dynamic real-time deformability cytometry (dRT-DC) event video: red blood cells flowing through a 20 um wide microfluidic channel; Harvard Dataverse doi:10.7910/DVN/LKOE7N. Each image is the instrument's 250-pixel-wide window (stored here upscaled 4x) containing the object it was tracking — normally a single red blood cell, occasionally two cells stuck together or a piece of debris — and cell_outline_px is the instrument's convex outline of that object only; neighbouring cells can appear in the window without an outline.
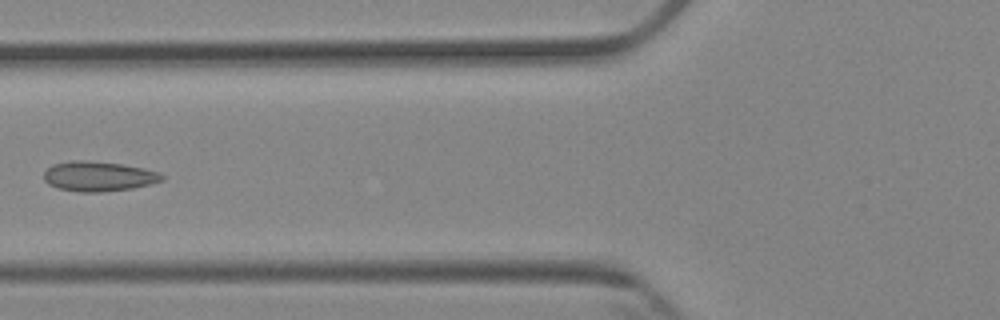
{"species": "Egyptian fruit bat (a non-hibernating species)", "species_latin": "Rousettus aegyptiacus", "temperature_condition": "cold", "stored_images_in_passage": 6, "camera_frame_rate_fps": 3000, "um_per_image_px": 0.085, "animal": {"sex": "female"}, "frame": {"image": 1, "passage_image": 6, "time_ms": 6.667, "image_size_px": [1000, 320], "cell_outline_px": [[164, 180], [132, 188], [100, 192], [80, 192], [56, 188], [48, 184], [44, 180], [44, 172], [52, 164], [72, 160], [84, 160], [124, 164], [144, 168], [160, 172], [164, 176]], "centroid_in_image_um": [8.36, 14.98], "position_along_channel_um": 117.4, "area_um2": 20.69}}